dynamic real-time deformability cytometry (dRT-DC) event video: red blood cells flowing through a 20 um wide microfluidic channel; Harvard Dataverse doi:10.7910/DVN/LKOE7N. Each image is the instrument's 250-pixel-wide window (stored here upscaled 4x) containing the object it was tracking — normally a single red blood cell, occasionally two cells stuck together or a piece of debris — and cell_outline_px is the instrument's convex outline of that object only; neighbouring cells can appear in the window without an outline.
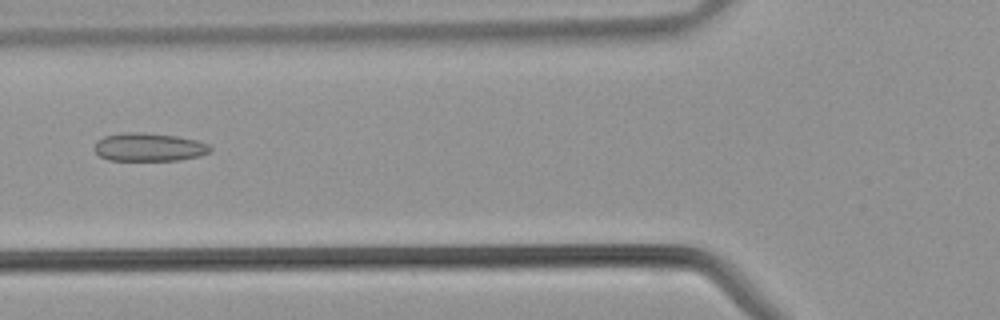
{"species": "common noctule bat (a hibernating species)", "species_latin": "Nyctalus noctula", "temperature_condition": "warm", "stored_images_in_passage": 41, "camera_frame_rate_fps": 3000, "um_per_image_px": 0.085, "animal": {"sex": "male", "body_mass_g": 21.5, "forearm_length_mm": 52.0}, "frame": {"image": 1, "passage_image": 15, "time_ms": 4.667, "image_size_px": [1000, 320], "cell_outline_px": [[212, 148], [208, 152], [200, 156], [180, 160], [108, 160], [100, 156], [92, 148], [96, 140], [104, 136], [124, 132], [140, 132], [176, 136], [196, 140], [208, 144]], "centroid_in_image_um": [12.62, 12.5], "position_along_channel_um": 113.2, "area_um2": 19.13}}
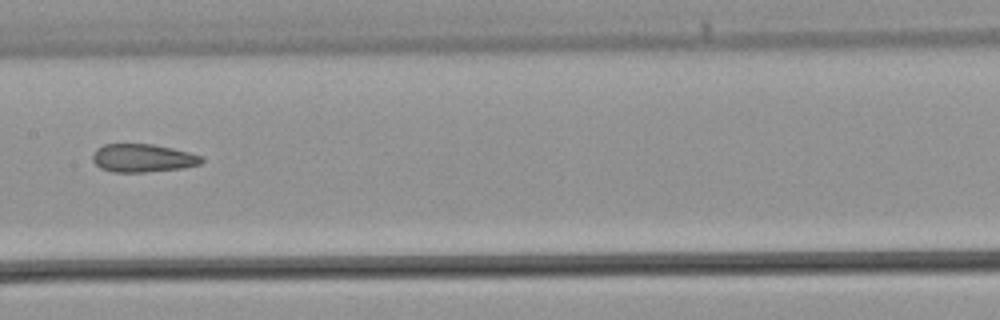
{"frame": {"image": 2, "passage_image": 20, "time_ms": 6.333, "image_size_px": [1000, 320], "cell_outline_px": [[204, 160], [200, 164], [184, 168], [144, 172], [112, 172], [100, 168], [92, 160], [92, 156], [96, 148], [104, 144], [152, 144], [172, 148], [204, 156]], "centroid_in_image_um": [12.14, 13.44], "position_along_channel_um": 195.3, "area_um2": 17.98}}
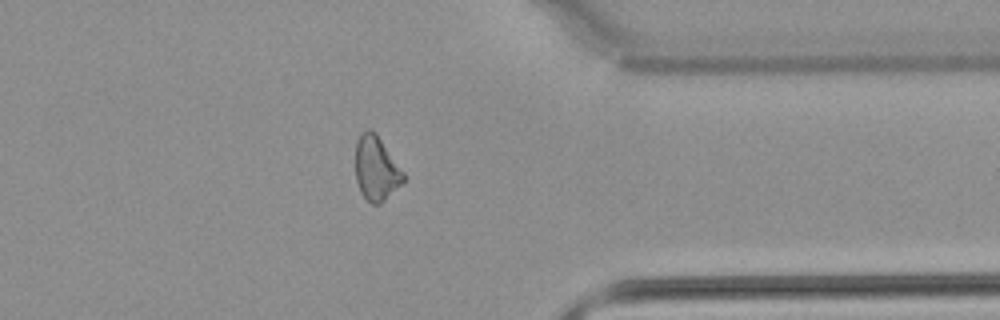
{"frame": {"image": 3, "passage_image": 32, "time_ms": 10.333, "image_size_px": [1000, 320], "cell_outline_px": [[404, 180], [380, 204], [372, 204], [360, 192], [356, 180], [356, 140], [360, 132], [368, 128], [372, 128], [376, 132], [404, 172]], "centroid_in_image_um": [31.95, 14.26], "position_along_channel_um": 379.4, "area_um2": 17.98}}